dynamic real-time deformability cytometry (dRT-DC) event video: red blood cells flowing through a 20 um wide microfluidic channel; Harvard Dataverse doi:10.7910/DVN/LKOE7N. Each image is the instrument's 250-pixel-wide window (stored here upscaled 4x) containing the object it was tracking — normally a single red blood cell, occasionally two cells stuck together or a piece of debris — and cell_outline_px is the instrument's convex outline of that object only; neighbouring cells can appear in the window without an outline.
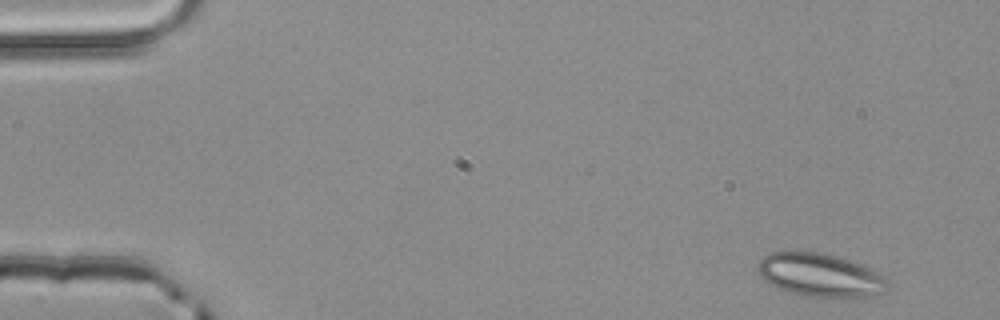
{"species": "common noctule bat (a hibernating species)", "species_latin": "Nyctalus noctula", "temperature_condition": "room temperature", "stored_images_in_passage": 4, "camera_frame_rate_fps": 3000, "um_per_image_px": 0.085, "animal": {"sex": "male", "body_mass_g": 20.4}, "frame": {"image": 1, "passage_image": 1, "time_ms": 0.0, "image_size_px": [1000, 320], "cell_outline_px": [[888, 288], [884, 292], [864, 300], [808, 296], [788, 292], [772, 284], [760, 276], [756, 268], [756, 264], [764, 256], [772, 252], [804, 248], [836, 256], [860, 264], [884, 276], [888, 280]], "centroid_in_image_um": [69.74, 23.38], "position_along_channel_um": 15.3, "area_um2": 33.93}}